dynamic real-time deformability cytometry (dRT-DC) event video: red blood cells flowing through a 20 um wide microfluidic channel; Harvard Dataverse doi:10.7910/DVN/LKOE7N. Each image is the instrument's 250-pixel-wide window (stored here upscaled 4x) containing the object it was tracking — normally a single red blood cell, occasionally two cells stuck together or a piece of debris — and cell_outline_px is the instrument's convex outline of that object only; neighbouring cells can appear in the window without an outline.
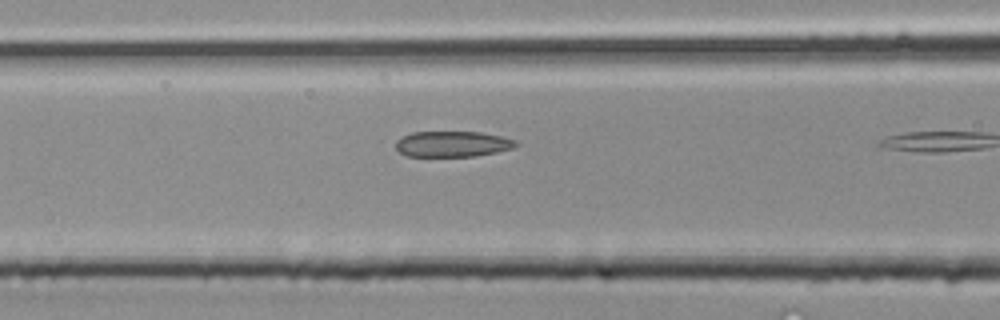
{"species": "common noctule bat (a hibernating species)", "species_latin": "Nyctalus noctula", "temperature_condition": "room temperature", "stored_images_in_passage": 6, "camera_frame_rate_fps": 3000, "um_per_image_px": 0.085, "animal": {"sex": "male", "body_mass_g": 20.4}, "frame": {"image": 1, "passage_image": 5, "time_ms": 1.333, "image_size_px": [1000, 320], "cell_outline_px": [[516, 144], [512, 148], [496, 152], [476, 156], [408, 156], [400, 152], [396, 148], [396, 140], [412, 132], [480, 132], [500, 136], [516, 140]], "centroid_in_image_um": [38.44, 12.24], "position_along_channel_um": 128.2, "area_um2": 17.8}}